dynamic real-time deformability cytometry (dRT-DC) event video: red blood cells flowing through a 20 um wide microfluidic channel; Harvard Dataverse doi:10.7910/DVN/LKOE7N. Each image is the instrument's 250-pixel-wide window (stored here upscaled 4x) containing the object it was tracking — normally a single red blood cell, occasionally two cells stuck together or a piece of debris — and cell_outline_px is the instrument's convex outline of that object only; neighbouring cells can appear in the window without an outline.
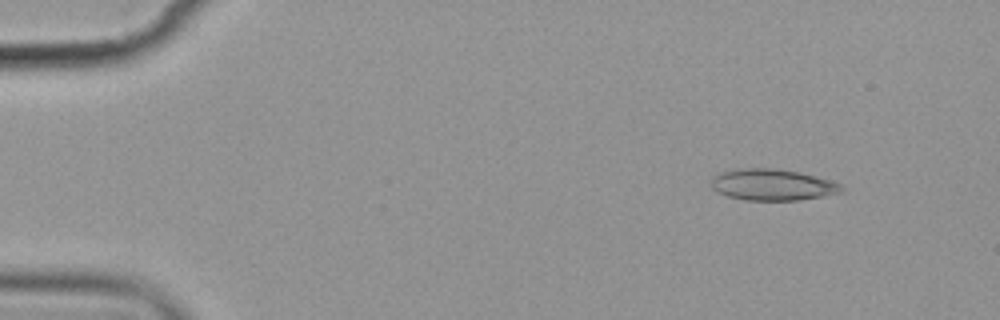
{"species": "common noctule bat (a hibernating species)", "species_latin": "Nyctalus noctula", "temperature_condition": "cold", "stored_images_in_passage": 5, "camera_frame_rate_fps": 3000, "um_per_image_px": 0.085, "animal": {"sex": "female", "body_mass_g": 19.9}, "frame": {"image": 1, "passage_image": 2, "time_ms": 1.333, "image_size_px": [1000, 320], "cell_outline_px": [[844, 192], [800, 200], [744, 200], [728, 196], [716, 192], [712, 188], [712, 176], [720, 172], [744, 168], [772, 168], [800, 172], [816, 176], [840, 184], [844, 188]], "centroid_in_image_um": [65.65, 15.7], "position_along_channel_um": 19.4, "area_um2": 23.81}}